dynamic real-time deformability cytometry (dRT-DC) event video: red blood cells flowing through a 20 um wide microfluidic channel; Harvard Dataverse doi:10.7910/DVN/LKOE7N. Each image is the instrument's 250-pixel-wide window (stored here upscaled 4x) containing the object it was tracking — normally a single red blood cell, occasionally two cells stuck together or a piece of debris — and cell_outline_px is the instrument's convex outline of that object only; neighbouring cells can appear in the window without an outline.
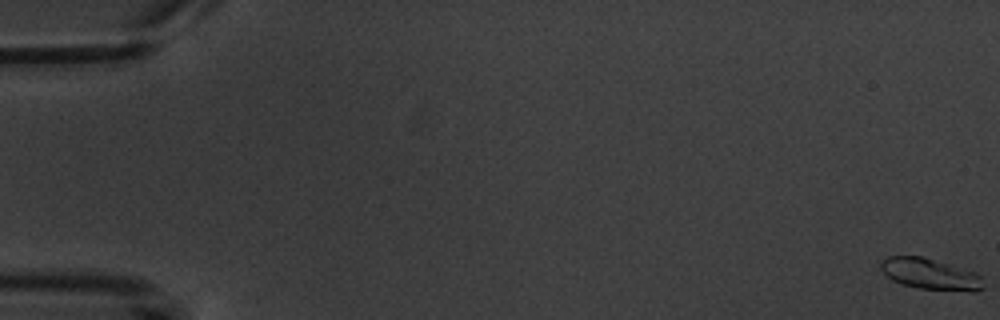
{"species": "common noctule bat (a hibernating species)", "species_latin": "Nyctalus noctula", "temperature_condition": "warm", "stored_images_in_passage": 6, "camera_frame_rate_fps": 3000, "um_per_image_px": 0.085, "animal": {"sex": "male", "body_mass_g": 20.1, "forearm_length_mm": 53.5}, "frame": {"image": 1, "passage_image": 1, "time_ms": 0.0, "image_size_px": [1000, 320], "cell_outline_px": [[984, 288], [976, 292], [972, 292], [920, 288], [904, 284], [892, 280], [880, 268], [880, 260], [888, 256], [920, 256], [976, 272], [980, 276]], "centroid_in_image_um": [79.08, 23.3], "position_along_channel_um": 5.9, "area_um2": 18.44}}